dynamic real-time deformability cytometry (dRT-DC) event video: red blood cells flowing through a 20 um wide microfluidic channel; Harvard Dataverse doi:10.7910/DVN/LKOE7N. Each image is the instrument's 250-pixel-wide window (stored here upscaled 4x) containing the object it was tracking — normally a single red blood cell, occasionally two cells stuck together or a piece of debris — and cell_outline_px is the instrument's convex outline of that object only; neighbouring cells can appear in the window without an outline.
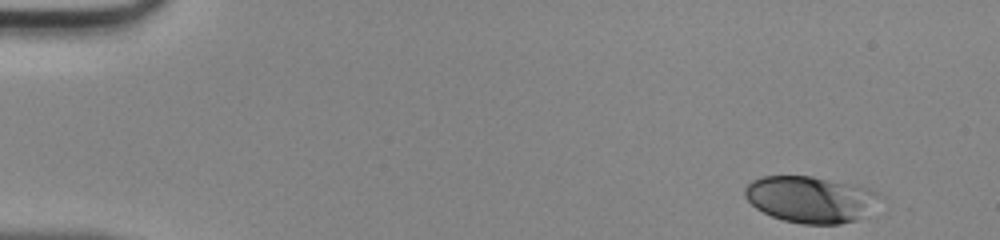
{"species": "human", "species_latin": "Homo sapiens", "temperature_condition": "room temperature", "stored_images_in_passage": 38, "camera_frame_rate_fps": 3000, "um_per_image_px": 0.085, "donor": {"sex": "male"}, "frame": {"image": 1, "passage_image": 1, "time_ms": 0.0, "image_size_px": [1000, 240], "cell_outline_px": [[884, 196], [856, 220], [840, 224], [804, 224], [784, 220], [772, 216], [756, 208], [744, 196], [744, 188], [752, 180], [760, 176], [812, 176], [856, 184], [880, 192]], "centroid_in_image_um": [68.89, 16.92], "position_along_channel_um": 16.1, "area_um2": 36.53}}
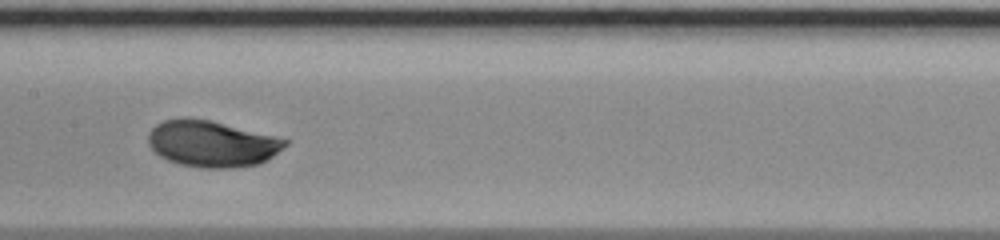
{"frame": {"image": 2, "passage_image": 22, "time_ms": 7.0, "image_size_px": [1000, 240], "cell_outline_px": [[292, 140], [288, 144], [272, 156], [260, 164], [236, 168], [200, 168], [180, 164], [168, 160], [160, 156], [148, 144], [148, 132], [156, 124], [164, 120], [180, 116], [184, 116], [212, 120]], "centroid_in_image_um": [18.02, 12.2], "position_along_channel_um": 189.4, "area_um2": 37.51}}
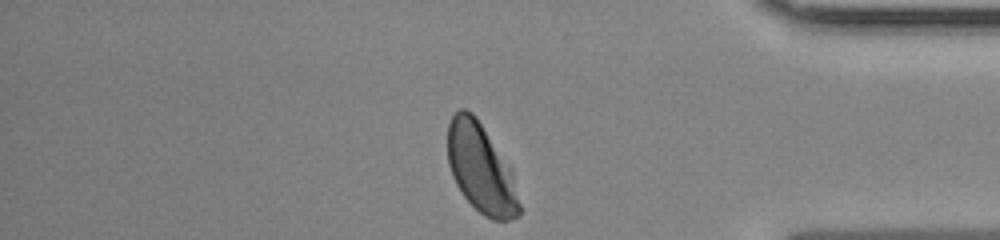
{"frame": {"image": 3, "passage_image": 38, "time_ms": 12.333, "image_size_px": [1000, 240], "cell_outline_px": [[520, 212], [516, 216], [508, 220], [492, 220], [484, 216], [464, 196], [456, 184], [452, 176], [448, 164], [448, 124], [452, 116], [460, 108], [464, 108], [472, 112], [476, 116], [512, 172], [520, 204]], "centroid_in_image_um": [40.85, 14.32], "position_along_channel_um": 394.3, "area_um2": 36.65}}